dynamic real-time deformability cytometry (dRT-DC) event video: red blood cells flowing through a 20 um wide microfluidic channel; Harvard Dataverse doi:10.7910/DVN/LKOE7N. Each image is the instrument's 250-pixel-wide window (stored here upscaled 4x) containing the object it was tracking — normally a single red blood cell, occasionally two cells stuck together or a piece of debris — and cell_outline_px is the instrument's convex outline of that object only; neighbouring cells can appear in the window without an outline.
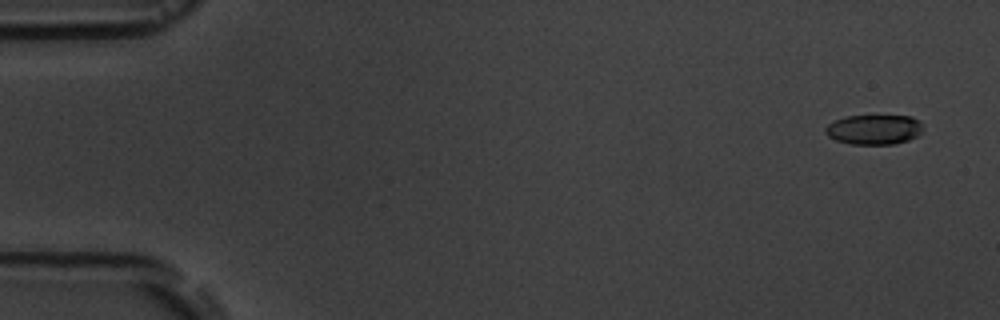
{"species": "common noctule bat (a hibernating species)", "species_latin": "Nyctalus noctula", "temperature_condition": "room temperature", "stored_images_in_passage": 5, "camera_frame_rate_fps": 3000, "um_per_image_px": 0.085, "animal": {"sex": "male", "body_mass_g": 19.5, "forearm_length_mm": 54.6}, "frame": {"image": 1, "passage_image": 1, "time_ms": 0.0, "image_size_px": [1000, 320], "cell_outline_px": [[920, 132], [916, 136], [908, 140], [892, 144], [852, 144], [836, 140], [828, 136], [824, 132], [824, 128], [828, 124], [836, 120], [848, 116], [912, 116], [920, 120]], "centroid_in_image_um": [74.26, 11.01], "position_along_channel_um": 10.7, "area_um2": 16.76}}
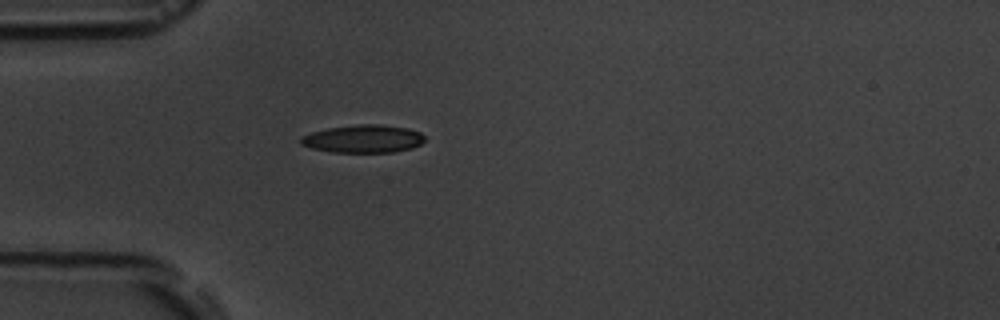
{"frame": {"image": 2, "passage_image": 5, "time_ms": 4.667, "image_size_px": [1000, 320], "cell_outline_px": [[424, 140], [420, 144], [412, 148], [392, 152], [332, 152], [312, 148], [300, 144], [300, 136], [312, 132], [328, 128], [360, 124], [380, 124], [408, 128], [420, 132], [424, 136]], "centroid_in_image_um": [30.87, 11.79], "position_along_channel_um": 54.1, "area_um2": 20.11}}